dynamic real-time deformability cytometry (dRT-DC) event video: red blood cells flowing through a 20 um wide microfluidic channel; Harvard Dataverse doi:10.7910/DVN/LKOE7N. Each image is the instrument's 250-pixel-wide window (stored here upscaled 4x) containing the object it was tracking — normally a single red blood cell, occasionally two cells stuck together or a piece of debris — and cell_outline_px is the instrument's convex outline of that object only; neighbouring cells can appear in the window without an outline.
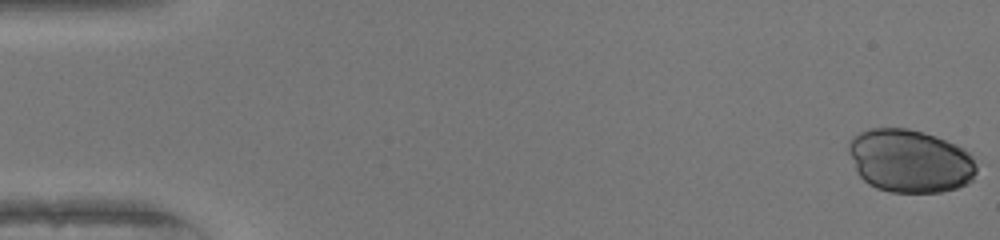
{"species": "human", "species_latin": "Homo sapiens", "temperature_condition": "warm", "stored_images_in_passage": 51, "camera_frame_rate_fps": 3000, "um_per_image_px": 0.085, "donor": {"sex": "female"}, "frame": {"image": 1, "passage_image": 1, "time_ms": 0.0, "image_size_px": [1000, 240], "cell_outline_px": [[976, 172], [972, 180], [968, 184], [956, 188], [940, 192], [892, 192], [876, 188], [868, 184], [856, 172], [848, 152], [848, 144], [852, 136], [868, 128], [908, 128], [924, 132], [936, 136], [956, 144], [964, 148], [972, 156], [976, 164]], "centroid_in_image_um": [77.33, 13.67], "position_along_channel_um": 7.7, "area_um2": 47.51}}
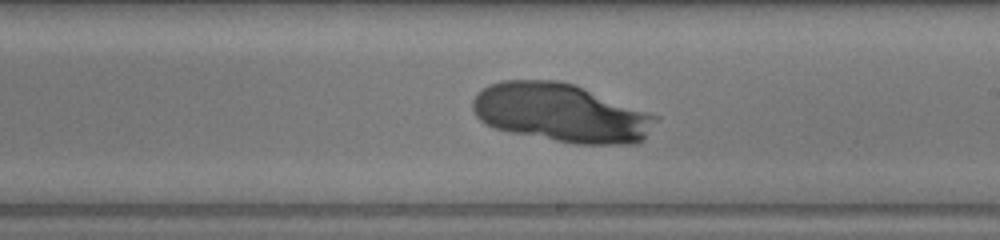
{"frame": {"image": 2, "passage_image": 30, "time_ms": 9.667, "image_size_px": [1000, 240], "cell_outline_px": [[660, 116], [644, 140], [636, 144], [576, 144], [512, 132], [492, 128], [480, 120], [476, 116], [472, 108], [472, 100], [488, 84], [500, 80], [560, 80], [584, 88]], "centroid_in_image_um": [47.69, 9.6], "position_along_channel_um": 241.3, "area_um2": 62.42}}
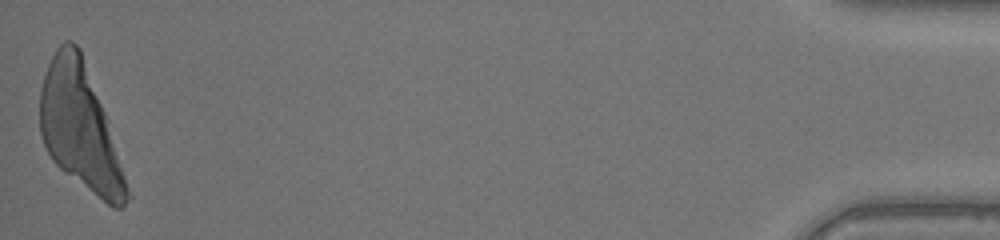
{"frame": {"image": 3, "passage_image": 51, "time_ms": 16.667, "image_size_px": [1000, 240], "cell_outline_px": [[132, 196], [124, 208], [112, 208], [64, 172], [52, 160], [44, 144], [40, 132], [40, 88], [48, 64], [56, 48], [64, 40], [72, 40], [80, 48], [104, 112]], "centroid_in_image_um": [6.8, 10.86], "position_along_channel_um": 428.4, "area_um2": 62.71}}